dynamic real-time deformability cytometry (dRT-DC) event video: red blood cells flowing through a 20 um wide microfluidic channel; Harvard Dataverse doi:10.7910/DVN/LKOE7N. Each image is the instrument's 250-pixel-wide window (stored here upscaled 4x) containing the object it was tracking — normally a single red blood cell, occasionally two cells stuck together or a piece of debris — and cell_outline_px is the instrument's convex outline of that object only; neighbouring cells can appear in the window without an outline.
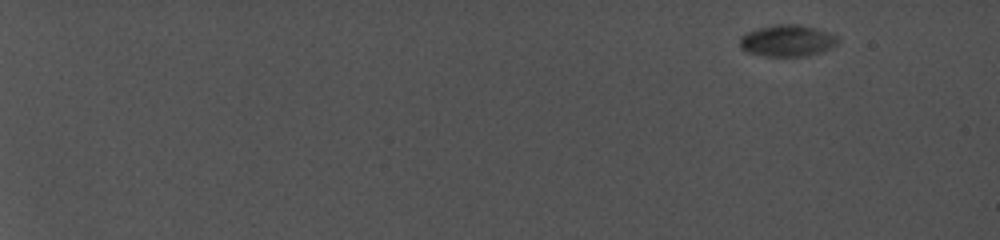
{"species": "common noctule bat (a hibernating species)", "species_latin": "Nyctalus noctula", "temperature_condition": "cold", "stored_images_in_passage": 79, "camera_frame_rate_fps": 5000, "um_per_image_px": 0.085, "animal": {"sex": "female", "body_mass_g": 19.0, "forearm_length_mm": 56.7}, "frame": {"image": 1, "passage_image": 1, "time_ms": 0.0, "image_size_px": [1000, 240], "cell_outline_px": [[840, 44], [824, 52], [804, 56], [764, 56], [744, 52], [740, 48], [740, 36], [748, 32], [760, 28], [776, 24], [796, 24], [812, 28], [836, 36], [840, 40]], "centroid_in_image_um": [66.92, 3.49], "position_along_channel_um": 18.1, "area_um2": 18.09}}
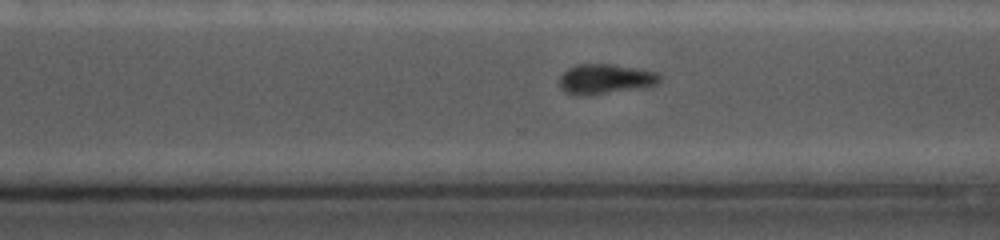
{"frame": {"image": 2, "passage_image": 63, "time_ms": 13.8, "image_size_px": [1000, 240], "cell_outline_px": [[664, 76], [656, 84], [644, 88], [588, 96], [580, 96], [564, 92], [560, 84], [560, 76], [568, 68], [580, 64], [612, 64], [660, 72]], "centroid_in_image_um": [51.51, 6.73], "position_along_channel_um": 319.1, "area_um2": 17.86}}
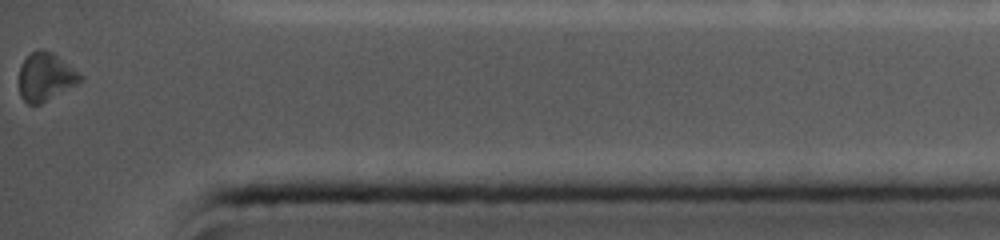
{"frame": {"image": 3, "passage_image": 79, "time_ms": 16.8, "image_size_px": [1000, 240], "cell_outline_px": [[84, 80], [40, 104], [28, 104], [20, 96], [20, 64], [32, 52], [40, 48], [44, 48], [52, 52], [80, 72], [84, 76]], "centroid_in_image_um": [3.9, 6.51], "position_along_channel_um": 431.3, "area_um2": 17.17}}